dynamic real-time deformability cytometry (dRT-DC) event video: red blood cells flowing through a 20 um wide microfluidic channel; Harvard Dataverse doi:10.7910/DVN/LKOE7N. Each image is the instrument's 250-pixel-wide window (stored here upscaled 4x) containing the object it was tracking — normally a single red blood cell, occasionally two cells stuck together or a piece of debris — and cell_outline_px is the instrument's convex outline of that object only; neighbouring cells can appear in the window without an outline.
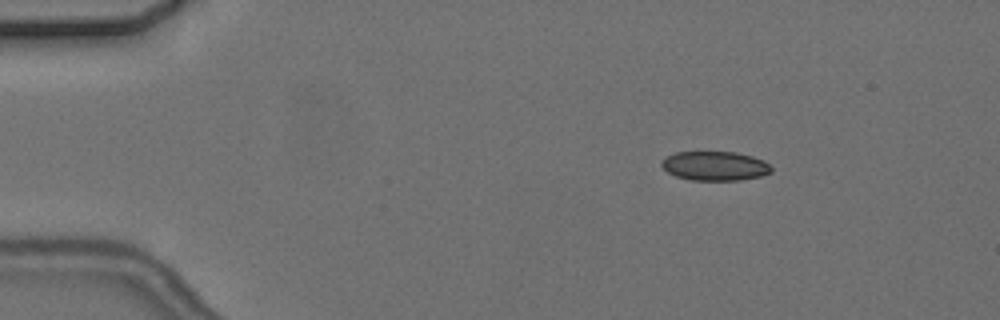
{"species": "common noctule bat (a hibernating species)", "species_latin": "Nyctalus noctula", "temperature_condition": "cold", "stored_images_in_passage": 4, "camera_frame_rate_fps": 3000, "um_per_image_px": 0.085, "animal": {"sex": "female", "body_mass_g": 24.6, "forearm_length_mm": 56.2}, "frame": {"image": 1, "passage_image": 1, "time_ms": 0.0, "image_size_px": [1000, 320], "cell_outline_px": [[772, 172], [760, 176], [740, 180], [692, 180], [676, 176], [668, 172], [660, 164], [660, 160], [676, 152], [736, 152], [752, 156], [764, 160], [772, 168]], "centroid_in_image_um": [60.77, 14.1], "position_along_channel_um": 24.2, "area_um2": 18.67}}
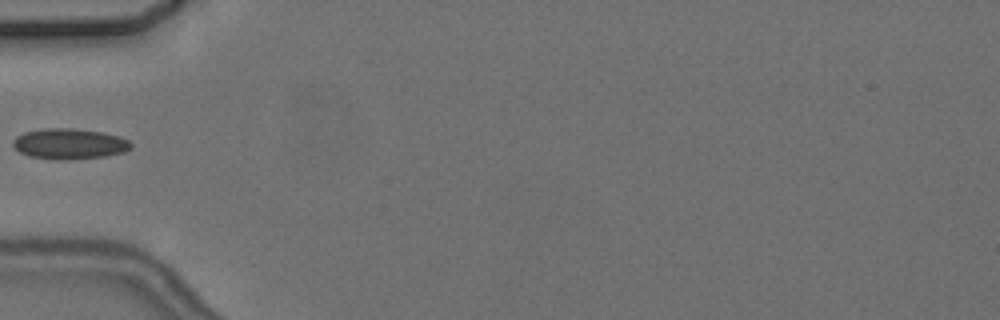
{"frame": {"image": 2, "passage_image": 4, "time_ms": 3.667, "image_size_px": [1000, 320], "cell_outline_px": [[132, 148], [124, 152], [108, 156], [68, 160], [52, 160], [28, 156], [20, 152], [12, 144], [12, 140], [16, 136], [24, 132], [44, 128], [72, 128], [104, 132], [120, 136], [128, 140], [132, 144]], "centroid_in_image_um": [5.91, 12.23], "position_along_channel_um": 79.1, "area_um2": 21.44}}